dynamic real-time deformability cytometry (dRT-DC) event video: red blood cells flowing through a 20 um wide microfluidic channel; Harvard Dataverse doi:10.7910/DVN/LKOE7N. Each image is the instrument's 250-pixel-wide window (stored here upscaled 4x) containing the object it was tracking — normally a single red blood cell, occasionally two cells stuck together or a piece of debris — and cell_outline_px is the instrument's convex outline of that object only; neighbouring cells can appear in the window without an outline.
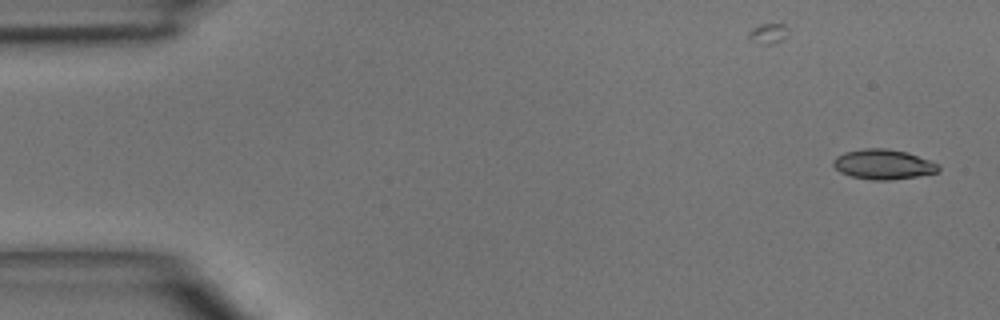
{"species": "common noctule bat (a hibernating species)", "species_latin": "Nyctalus noctula", "temperature_condition": "room temperature", "stored_images_in_passage": 4, "camera_frame_rate_fps": 3000, "um_per_image_px": 0.085, "animal": {"sex": "male", "body_mass_g": 15.6}, "frame": {"image": 1, "passage_image": 1, "time_ms": 0.0, "image_size_px": [1000, 320], "cell_outline_px": [[940, 168], [936, 172], [916, 176], [892, 180], [872, 180], [852, 176], [840, 172], [832, 164], [832, 160], [836, 156], [844, 152], [864, 148], [884, 148], [908, 152], [940, 164]], "centroid_in_image_um": [75.06, 13.96], "position_along_channel_um": 9.9, "area_um2": 18.38}}